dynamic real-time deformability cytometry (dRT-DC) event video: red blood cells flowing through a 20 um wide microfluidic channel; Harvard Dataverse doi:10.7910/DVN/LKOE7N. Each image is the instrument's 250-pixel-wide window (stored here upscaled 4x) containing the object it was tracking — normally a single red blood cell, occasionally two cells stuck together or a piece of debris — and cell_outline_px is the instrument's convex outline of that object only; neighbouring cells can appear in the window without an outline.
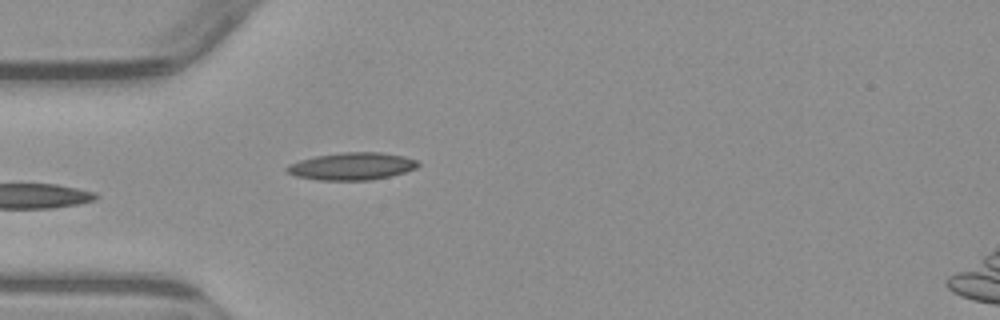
{"species": "common noctule bat (a hibernating species)", "species_latin": "Nyctalus noctula", "temperature_condition": "warm", "stored_images_in_passage": 5, "camera_frame_rate_fps": 3000, "um_per_image_px": 0.085, "animal": {"sex": "male", "body_mass_g": 23.1, "forearm_length_mm": 52.7}, "frame": {"image": 1, "passage_image": 5, "time_ms": 4.667, "image_size_px": [1000, 320], "cell_outline_px": [[420, 164], [416, 168], [404, 172], [372, 180], [316, 180], [296, 176], [284, 172], [284, 168], [288, 164], [300, 160], [316, 156], [340, 152], [380, 152], [404, 156], [416, 160]], "centroid_in_image_um": [29.86, 14.13], "position_along_channel_um": 55.1, "area_um2": 21.04}}